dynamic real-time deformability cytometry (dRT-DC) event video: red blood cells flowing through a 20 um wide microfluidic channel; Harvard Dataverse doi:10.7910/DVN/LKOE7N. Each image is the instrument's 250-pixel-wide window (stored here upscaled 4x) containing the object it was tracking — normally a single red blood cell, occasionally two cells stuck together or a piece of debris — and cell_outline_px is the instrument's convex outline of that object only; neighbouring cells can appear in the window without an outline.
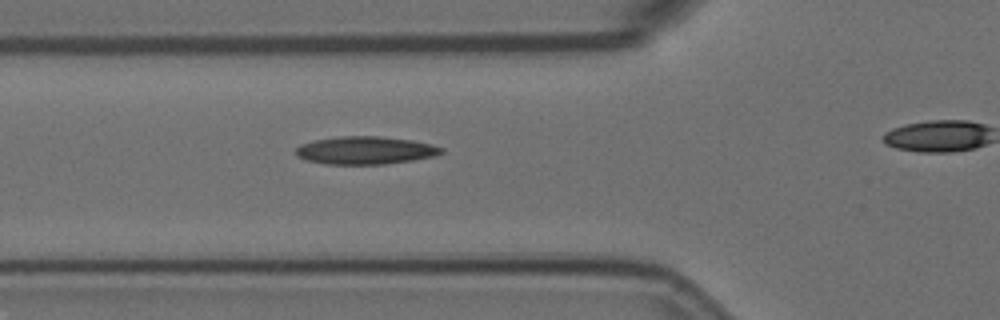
{"species": "Egyptian fruit bat (a non-hibernating species)", "species_latin": "Rousettus aegyptiacus", "temperature_condition": "room temperature", "stored_images_in_passage": 3, "segment_of_instrument_passage": [1, 2], "camera_frame_rate_fps": 3000, "um_per_image_px": 0.085, "animal": {"sex": "female"}, "frame": {"image": 1, "passage_image": 2, "time_ms": 0.333, "image_size_px": [1000, 320], "cell_outline_px": [[444, 152], [436, 156], [412, 160], [384, 164], [324, 164], [304, 160], [296, 156], [296, 148], [300, 144], [312, 140], [340, 136], [380, 136], [412, 140], [432, 144], [444, 148]], "centroid_in_image_um": [31.04, 12.78], "position_along_channel_um": 94.8, "area_um2": 23.87}}